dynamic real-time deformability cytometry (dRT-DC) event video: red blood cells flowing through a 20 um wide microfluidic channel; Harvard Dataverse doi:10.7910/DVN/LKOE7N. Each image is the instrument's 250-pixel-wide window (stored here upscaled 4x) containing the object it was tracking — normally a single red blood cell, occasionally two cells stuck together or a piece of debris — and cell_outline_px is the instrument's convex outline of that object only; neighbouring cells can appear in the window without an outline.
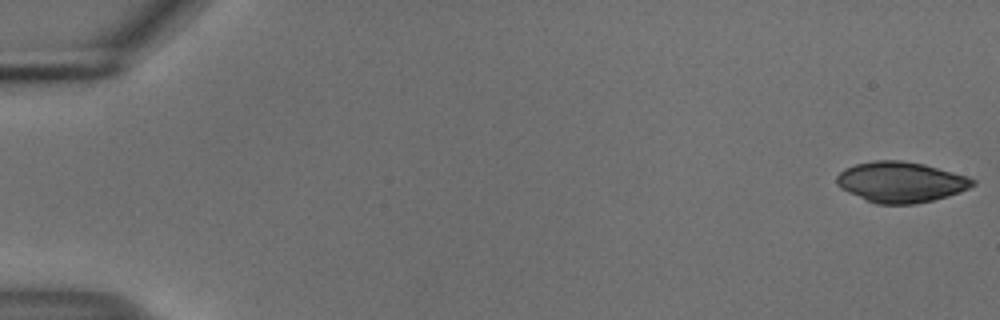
{"species": "common noctule bat (a hibernating species)", "species_latin": "Nyctalus noctula", "temperature_condition": "cold", "stored_images_in_passage": 54, "camera_frame_rate_fps": 3000, "um_per_image_px": 0.085, "animal": {"sex": "male", "body_mass_g": 18.8}, "frame": {"image": 1, "passage_image": 1, "time_ms": 0.0, "image_size_px": [1000, 320], "cell_outline_px": [[976, 184], [960, 192], [948, 196], [916, 204], [876, 204], [864, 200], [840, 188], [836, 184], [836, 176], [844, 168], [856, 164], [876, 160], [900, 160], [924, 164], [968, 176], [976, 180]], "centroid_in_image_um": [76.56, 15.48], "position_along_channel_um": 8.4, "area_um2": 32.37}}
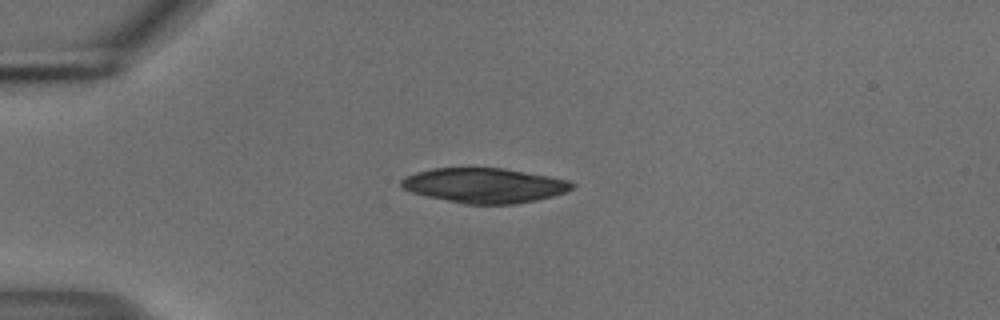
{"frame": {"image": 2, "passage_image": 14, "time_ms": 4.333, "image_size_px": [1000, 320], "cell_outline_px": [[576, 184], [568, 192], [536, 200], [512, 204], [464, 204], [428, 196], [412, 192], [400, 188], [400, 180], [416, 172], [432, 168], [504, 168], [548, 176], [568, 180]], "centroid_in_image_um": [41.18, 15.76], "position_along_channel_um": 43.8, "area_um2": 34.56}}